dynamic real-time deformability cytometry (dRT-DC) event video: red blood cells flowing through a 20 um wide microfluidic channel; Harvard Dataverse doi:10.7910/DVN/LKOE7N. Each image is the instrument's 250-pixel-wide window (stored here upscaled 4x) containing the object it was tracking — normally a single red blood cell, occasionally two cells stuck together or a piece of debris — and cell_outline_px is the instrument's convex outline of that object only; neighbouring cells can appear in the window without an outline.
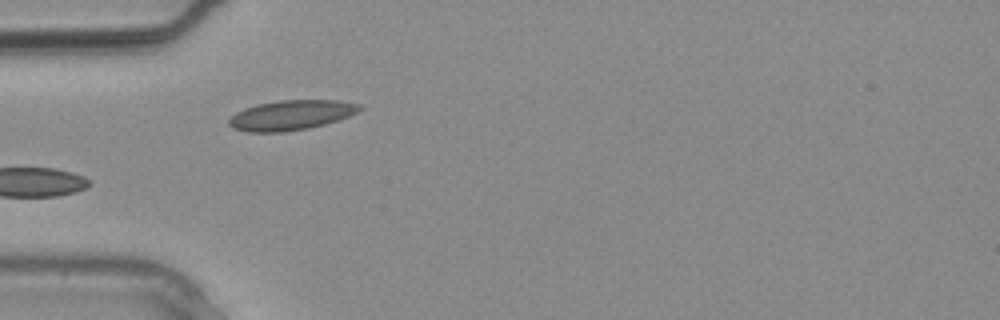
{"species": "common noctule bat (a hibernating species)", "species_latin": "Nyctalus noctula", "temperature_condition": "warm", "stored_images_in_passage": 1, "camera_frame_rate_fps": 3000, "um_per_image_px": 0.085, "animal": {"sex": "male", "body_mass_g": 20.4}, "frame": {"image": 1, "passage_image": 1, "time_ms": 0.0, "image_size_px": [1000, 320], "cell_outline_px": [[364, 108], [348, 116], [324, 124], [308, 128], [284, 132], [248, 132], [232, 128], [228, 124], [228, 120], [236, 112], [244, 108], [256, 104], [280, 100], [340, 100], [360, 104]], "centroid_in_image_um": [24.72, 9.78], "position_along_channel_um": 60.3, "area_um2": 22.77}}